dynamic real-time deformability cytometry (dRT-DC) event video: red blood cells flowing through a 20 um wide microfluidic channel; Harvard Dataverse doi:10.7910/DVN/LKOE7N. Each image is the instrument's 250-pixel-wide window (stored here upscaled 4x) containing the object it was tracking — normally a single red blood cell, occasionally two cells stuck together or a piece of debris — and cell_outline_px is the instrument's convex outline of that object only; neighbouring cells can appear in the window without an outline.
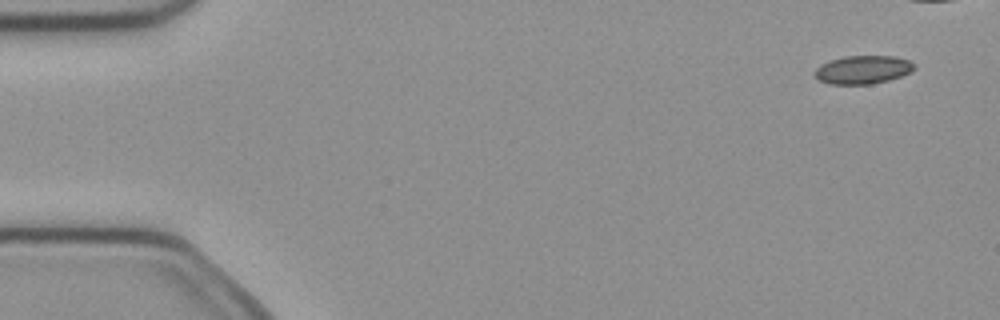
{"species": "common noctule bat (a hibernating species)", "species_latin": "Nyctalus noctula", "temperature_condition": "cold", "stored_images_in_passage": 6, "camera_frame_rate_fps": 3000, "um_per_image_px": 0.085, "animal": {"sex": "female", "body_mass_g": 21.9}, "frame": {"image": 1, "passage_image": 1, "time_ms": 0.0, "image_size_px": [1000, 320], "cell_outline_px": [[916, 68], [912, 72], [888, 80], [872, 84], [828, 84], [820, 80], [816, 76], [816, 68], [820, 64], [844, 56], [896, 56], [908, 60], [916, 64]], "centroid_in_image_um": [73.39, 5.92], "position_along_channel_um": 11.6, "area_um2": 16.42}}